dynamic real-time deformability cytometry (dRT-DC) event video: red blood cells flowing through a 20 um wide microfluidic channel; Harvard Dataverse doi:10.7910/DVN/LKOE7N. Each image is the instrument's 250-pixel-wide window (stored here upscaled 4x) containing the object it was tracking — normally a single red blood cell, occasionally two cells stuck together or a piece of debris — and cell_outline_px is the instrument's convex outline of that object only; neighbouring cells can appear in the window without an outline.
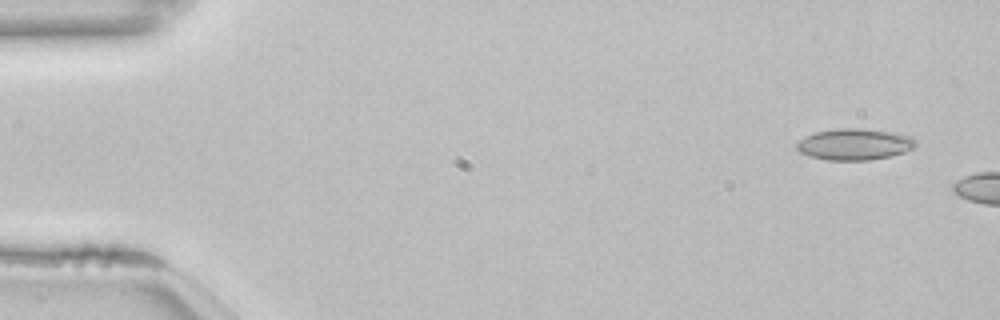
{"species": "common noctule bat (a hibernating species)", "species_latin": "Nyctalus noctula", "temperature_condition": "room temperature", "stored_images_in_passage": 8, "camera_frame_rate_fps": 3000, "um_per_image_px": 0.085, "animal": {"sex": "female", "body_mass_g": 22.7, "forearm_length_mm": 54.2}, "frame": {"image": 1, "passage_image": 3, "time_ms": 0.667, "image_size_px": [1000, 320], "cell_outline_px": [[916, 148], [892, 156], [872, 160], [828, 160], [812, 156], [800, 152], [796, 148], [796, 144], [804, 136], [816, 132], [836, 128], [860, 128], [888, 132], [908, 136], [916, 140]], "centroid_in_image_um": [72.64, 12.27], "position_along_channel_um": 12.4, "area_um2": 21.68}}